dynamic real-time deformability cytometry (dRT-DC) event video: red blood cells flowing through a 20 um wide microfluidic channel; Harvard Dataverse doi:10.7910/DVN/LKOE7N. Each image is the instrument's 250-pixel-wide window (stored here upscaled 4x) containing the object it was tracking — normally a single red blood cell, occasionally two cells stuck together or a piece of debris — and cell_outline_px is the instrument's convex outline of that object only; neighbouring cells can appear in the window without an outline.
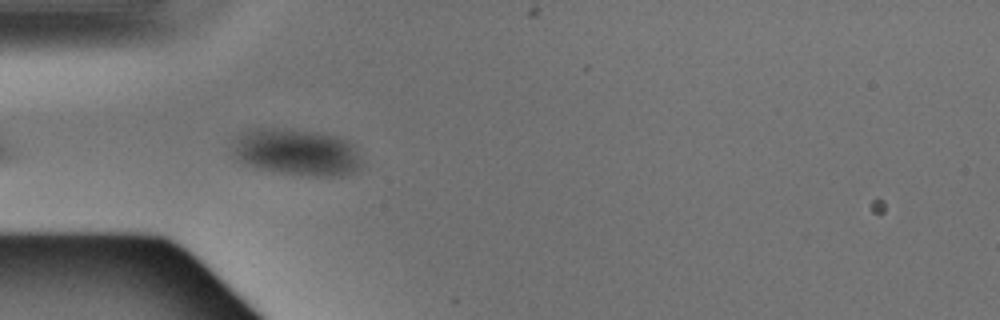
{"species": "Egyptian fruit bat (a non-hibernating species)", "species_latin": "Rousettus aegyptiacus", "temperature_condition": "warm", "stored_images_in_passage": 5, "camera_frame_rate_fps": 3000, "um_per_image_px": 0.085, "animal": {"sex": "male"}, "frame": {"image": 1, "passage_image": 1, "time_ms": 0.0, "image_size_px": [1000, 320], "cell_outline_px": [[364, 164], [360, 168], [344, 176], [312, 176], [280, 172], [256, 168], [236, 160], [232, 152], [232, 140], [240, 132], [252, 128], [268, 128], [316, 132], [336, 136], [348, 140], [352, 144]], "centroid_in_image_um": [25.18, 12.94], "position_along_channel_um": 59.8, "area_um2": 35.49}}
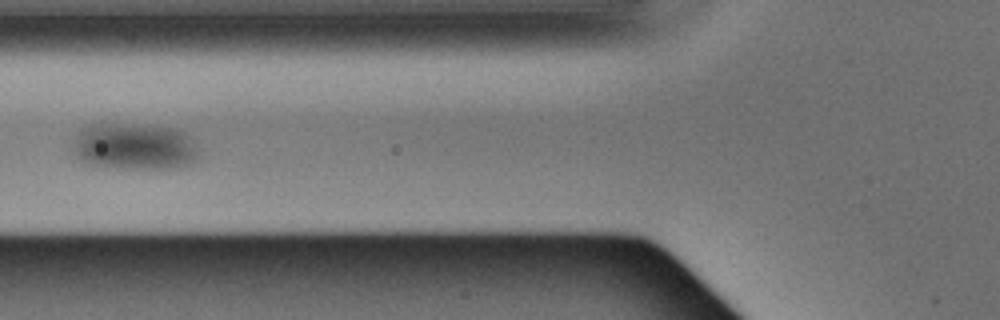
{"frame": {"image": 2, "passage_image": 2, "time_ms": 0.333, "image_size_px": [1000, 320], "cell_outline_px": [[196, 160], [184, 164], [160, 168], [144, 168], [92, 164], [84, 160], [76, 152], [76, 140], [80, 132], [88, 128], [100, 124], [132, 124], [172, 128], [184, 132], [188, 136], [196, 148]], "centroid_in_image_um": [11.48, 12.42], "position_along_channel_um": 114.3, "area_um2": 32.19}}
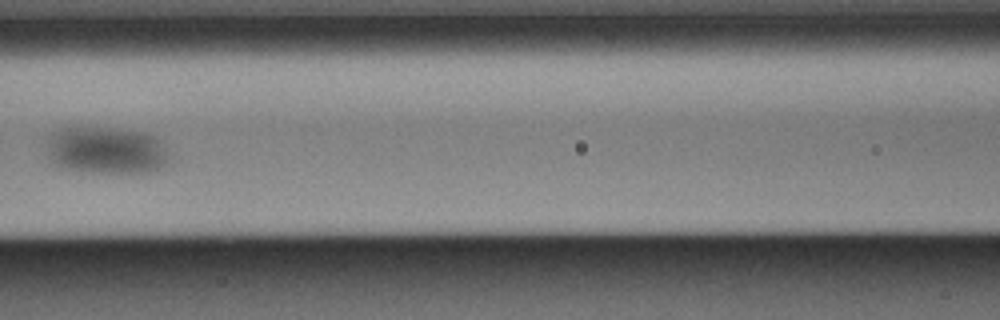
{"frame": {"image": 3, "passage_image": 3, "time_ms": 0.667, "image_size_px": [1000, 320], "cell_outline_px": [[164, 160], [156, 168], [140, 172], [108, 172], [72, 168], [56, 164], [48, 144], [52, 136], [56, 132], [64, 128], [104, 128], [140, 132], [152, 136], [156, 140], [164, 156]], "centroid_in_image_um": [8.97, 12.75], "position_along_channel_um": 157.6, "area_um2": 30.81}}